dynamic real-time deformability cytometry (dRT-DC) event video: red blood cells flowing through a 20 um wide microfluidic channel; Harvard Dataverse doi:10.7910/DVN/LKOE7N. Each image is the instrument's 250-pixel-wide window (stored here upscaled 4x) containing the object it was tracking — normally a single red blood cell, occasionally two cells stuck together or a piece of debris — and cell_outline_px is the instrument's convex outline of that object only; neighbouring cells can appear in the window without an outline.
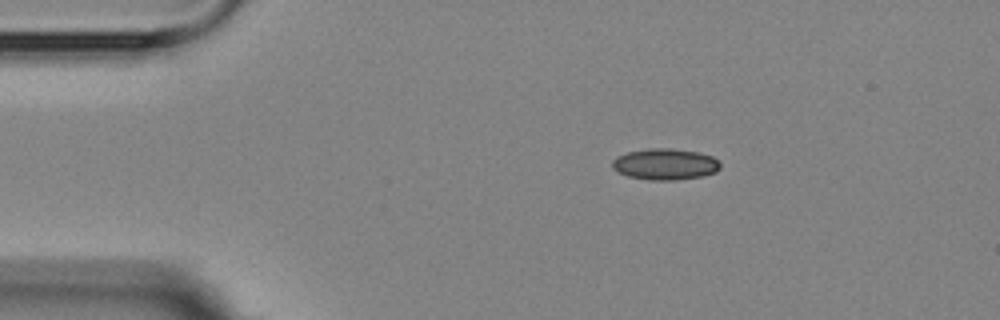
{"species": "Egyptian fruit bat (a non-hibernating species)", "species_latin": "Rousettus aegyptiacus", "temperature_condition": "room temperature", "stored_images_in_passage": 14, "camera_frame_rate_fps": 3000, "um_per_image_px": 0.085, "animal": {"sex": "female"}, "frame": {"image": 1, "passage_image": 1, "time_ms": 0.0, "image_size_px": [1000, 320], "cell_outline_px": [[720, 168], [716, 172], [704, 176], [676, 180], [648, 180], [628, 176], [616, 172], [612, 168], [612, 160], [616, 156], [628, 152], [648, 148], [668, 148], [696, 152], [712, 156], [720, 164]], "centroid_in_image_um": [56.5, 13.97], "position_along_channel_um": 28.5, "area_um2": 19.77}}
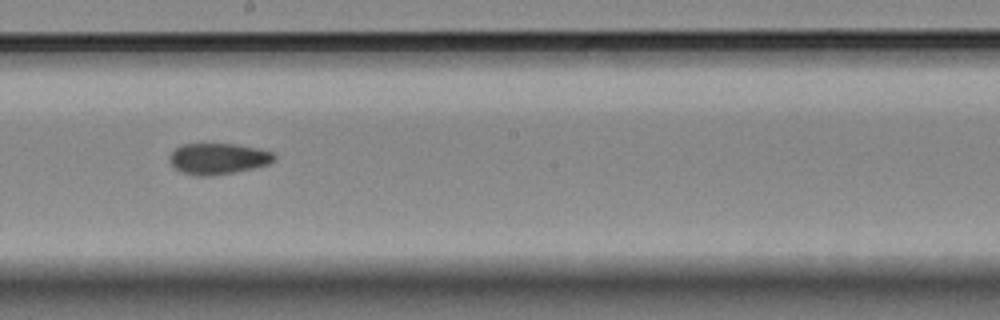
{"frame": {"image": 2, "passage_image": 7, "time_ms": 7.0, "image_size_px": [1000, 320], "cell_outline_px": [[276, 156], [268, 164], [252, 168], [212, 176], [196, 176], [180, 172], [168, 160], [168, 156], [180, 144], [236, 144], [256, 148], [272, 152]], "centroid_in_image_um": [18.48, 13.49], "position_along_channel_um": 229.7, "area_um2": 18.84}}
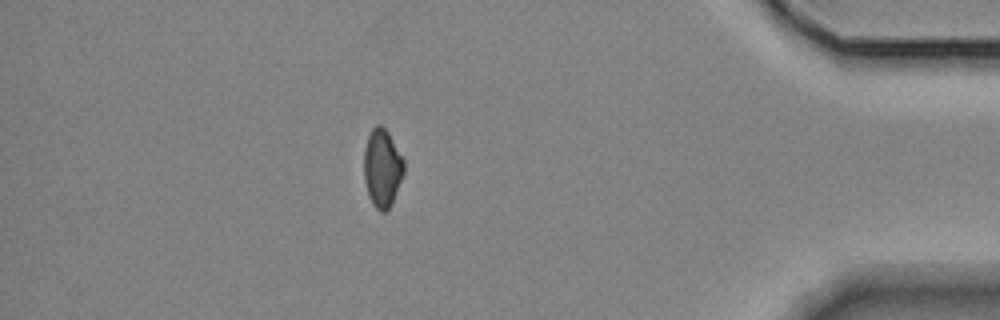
{"frame": {"image": 3, "passage_image": 12, "time_ms": 13.0, "image_size_px": [1000, 320], "cell_outline_px": [[404, 172], [392, 204], [384, 212], [380, 212], [372, 204], [368, 196], [364, 180], [364, 148], [368, 136], [372, 128], [376, 124], [380, 124], [388, 132], [404, 160]], "centroid_in_image_um": [32.48, 14.29], "position_along_channel_um": 402.7, "area_um2": 18.26}}